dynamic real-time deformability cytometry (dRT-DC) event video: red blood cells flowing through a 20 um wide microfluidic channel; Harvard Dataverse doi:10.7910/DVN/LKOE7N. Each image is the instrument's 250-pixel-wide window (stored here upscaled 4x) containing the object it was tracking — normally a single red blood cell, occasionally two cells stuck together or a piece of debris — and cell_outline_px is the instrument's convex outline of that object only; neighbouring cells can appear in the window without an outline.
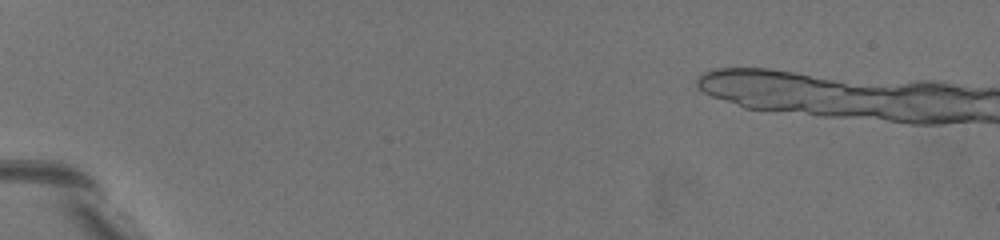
{"species": "common noctule bat (a hibernating species)", "species_latin": "Nyctalus noctula", "temperature_condition": "warm", "stored_images_in_passage": 4, "camera_frame_rate_fps": 3000, "um_per_image_px": 0.085, "animal": {"sex": "female", "body_mass_g": 19.5, "forearm_length_mm": 54.1}, "frame": {"image": 1, "passage_image": 1, "time_ms": 0.0, "image_size_px": [1000, 240], "cell_outline_px": [[188, 220], [164, 204], [120, 168], [108, 148], [112, 140], [120, 140], [132, 144], [176, 196], [184, 208]], "centroid_in_image_um": [12.27, 14.82], "position_along_channel_um": 72.7, "area_um2": 13.12}}